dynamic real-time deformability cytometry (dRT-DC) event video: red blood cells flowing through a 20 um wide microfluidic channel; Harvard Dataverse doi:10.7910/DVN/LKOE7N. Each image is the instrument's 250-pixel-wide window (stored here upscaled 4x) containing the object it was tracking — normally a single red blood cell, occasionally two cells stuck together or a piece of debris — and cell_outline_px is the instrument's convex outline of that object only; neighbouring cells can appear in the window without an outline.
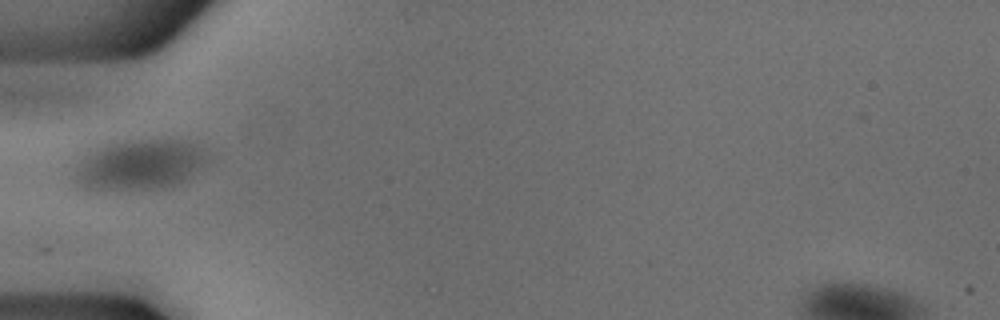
{"species": "common noctule bat (a hibernating species)", "species_latin": "Nyctalus noctula", "temperature_condition": "cold", "stored_images_in_passage": 24, "camera_frame_rate_fps": 3000, "um_per_image_px": 0.085, "animal": {"sex": "male", "body_mass_g": 18.8}, "frame": {"image": 1, "passage_image": 1, "time_ms": 0.0, "image_size_px": [1000, 320], "cell_outline_px": [[204, 160], [188, 176], [172, 184], [156, 188], [92, 188], [84, 184], [80, 180], [80, 172], [84, 164], [92, 156], [104, 148], [112, 144], [156, 140], [160, 140], [188, 144], [196, 148], [200, 152]], "centroid_in_image_um": [11.95, 14.02], "position_along_channel_um": 73.1, "area_um2": 33.76}}
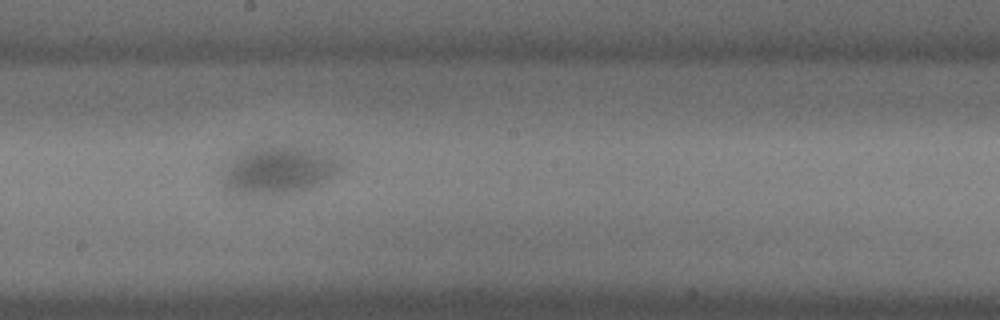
{"frame": {"image": 2, "passage_image": 13, "time_ms": 4.0, "image_size_px": [1000, 320], "cell_outline_px": [[332, 168], [308, 184], [284, 188], [244, 188], [232, 184], [232, 172], [252, 152], [260, 148], [296, 148], [308, 152]], "centroid_in_image_um": [23.65, 14.36], "position_along_channel_um": 224.5, "area_um2": 21.91}}
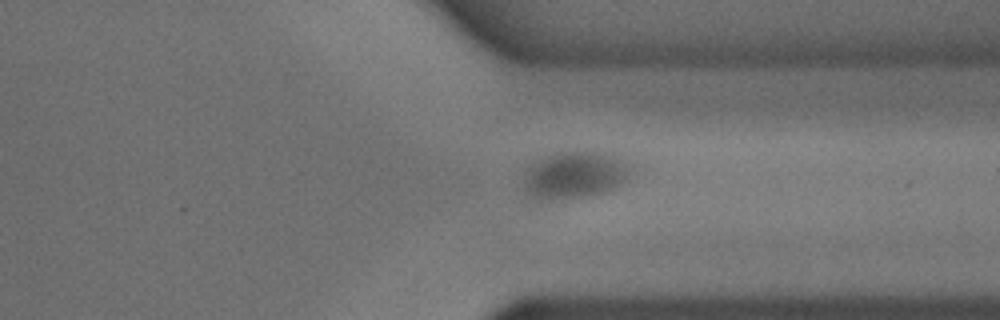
{"frame": {"image": 3, "passage_image": 24, "time_ms": 7.667, "image_size_px": [1000, 320], "cell_outline_px": [[624, 176], [612, 184], [596, 192], [568, 196], [536, 196], [524, 188], [532, 164], [556, 152], [596, 152], [612, 160], [624, 168]], "centroid_in_image_um": [48.65, 14.81], "position_along_channel_um": 362.8, "area_um2": 24.8}}